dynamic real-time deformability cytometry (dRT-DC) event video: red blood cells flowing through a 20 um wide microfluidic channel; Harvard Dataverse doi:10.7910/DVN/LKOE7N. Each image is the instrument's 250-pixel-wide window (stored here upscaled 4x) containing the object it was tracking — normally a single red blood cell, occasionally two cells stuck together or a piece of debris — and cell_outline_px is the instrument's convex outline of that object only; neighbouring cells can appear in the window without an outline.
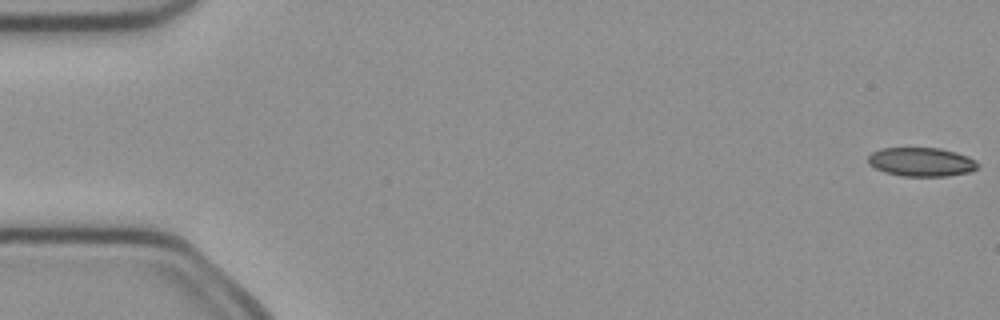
{"species": "common noctule bat (a hibernating species)", "species_latin": "Nyctalus noctula", "temperature_condition": "cold", "stored_images_in_passage": 4, "camera_frame_rate_fps": 3000, "um_per_image_px": 0.085, "animal": {"sex": "female", "body_mass_g": 21.9}, "frame": {"image": 1, "passage_image": 1, "time_ms": 0.0, "image_size_px": [1000, 320], "cell_outline_px": [[980, 164], [976, 168], [968, 172], [948, 176], [900, 176], [884, 172], [868, 164], [868, 156], [872, 152], [880, 148], [940, 148], [956, 152], [968, 156], [976, 160]], "centroid_in_image_um": [78.31, 13.76], "position_along_channel_um": 6.7, "area_um2": 18.55}}
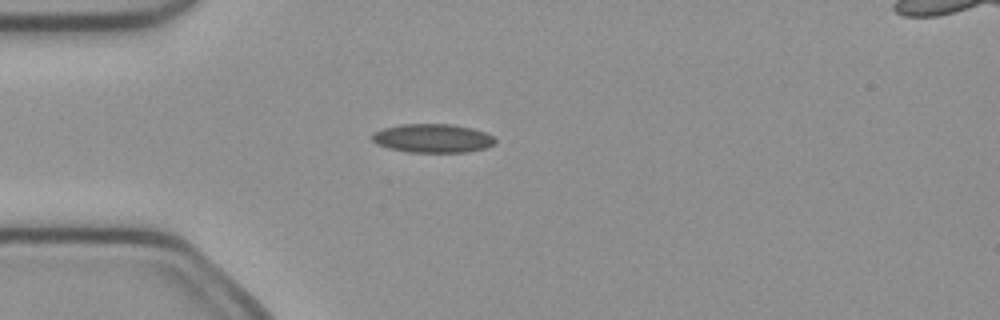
{"frame": {"image": 2, "passage_image": 4, "time_ms": 1.0, "image_size_px": [1000, 320], "cell_outline_px": [[496, 144], [488, 148], [468, 152], [408, 152], [388, 148], [376, 144], [372, 140], [372, 132], [384, 128], [404, 124], [452, 124], [472, 128], [484, 132], [492, 136], [496, 140]], "centroid_in_image_um": [36.79, 11.76], "position_along_channel_um": 48.2, "area_um2": 20.75}}